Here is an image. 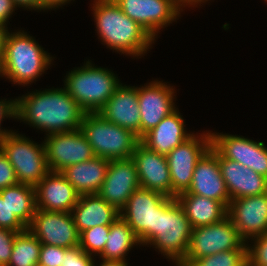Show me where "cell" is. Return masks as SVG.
Masks as SVG:
<instances>
[{
	"label": "cell",
	"mask_w": 267,
	"mask_h": 266,
	"mask_svg": "<svg viewBox=\"0 0 267 266\" xmlns=\"http://www.w3.org/2000/svg\"><path fill=\"white\" fill-rule=\"evenodd\" d=\"M14 100V120L45 135L79 129L86 113L64 87L30 91Z\"/></svg>",
	"instance_id": "1"
},
{
	"label": "cell",
	"mask_w": 267,
	"mask_h": 266,
	"mask_svg": "<svg viewBox=\"0 0 267 266\" xmlns=\"http://www.w3.org/2000/svg\"><path fill=\"white\" fill-rule=\"evenodd\" d=\"M98 39L107 48L131 58H141L157 42L143 27L127 16L114 0H93Z\"/></svg>",
	"instance_id": "2"
},
{
	"label": "cell",
	"mask_w": 267,
	"mask_h": 266,
	"mask_svg": "<svg viewBox=\"0 0 267 266\" xmlns=\"http://www.w3.org/2000/svg\"><path fill=\"white\" fill-rule=\"evenodd\" d=\"M53 58L26 31L11 30L2 56L3 76L12 84L29 86L52 66Z\"/></svg>",
	"instance_id": "3"
},
{
	"label": "cell",
	"mask_w": 267,
	"mask_h": 266,
	"mask_svg": "<svg viewBox=\"0 0 267 266\" xmlns=\"http://www.w3.org/2000/svg\"><path fill=\"white\" fill-rule=\"evenodd\" d=\"M64 88L86 112H98L121 84L111 69L97 67L87 60L67 72Z\"/></svg>",
	"instance_id": "4"
},
{
	"label": "cell",
	"mask_w": 267,
	"mask_h": 266,
	"mask_svg": "<svg viewBox=\"0 0 267 266\" xmlns=\"http://www.w3.org/2000/svg\"><path fill=\"white\" fill-rule=\"evenodd\" d=\"M192 229L176 198L168 197L157 207L156 237L147 247L152 246L169 261L181 262L187 254Z\"/></svg>",
	"instance_id": "5"
},
{
	"label": "cell",
	"mask_w": 267,
	"mask_h": 266,
	"mask_svg": "<svg viewBox=\"0 0 267 266\" xmlns=\"http://www.w3.org/2000/svg\"><path fill=\"white\" fill-rule=\"evenodd\" d=\"M79 129L94 155L109 160L130 159L140 142L131 130L108 121L98 112L85 113Z\"/></svg>",
	"instance_id": "6"
},
{
	"label": "cell",
	"mask_w": 267,
	"mask_h": 266,
	"mask_svg": "<svg viewBox=\"0 0 267 266\" xmlns=\"http://www.w3.org/2000/svg\"><path fill=\"white\" fill-rule=\"evenodd\" d=\"M12 130L0 143V149L12 164L18 182L36 186L50 171L44 142H34Z\"/></svg>",
	"instance_id": "7"
},
{
	"label": "cell",
	"mask_w": 267,
	"mask_h": 266,
	"mask_svg": "<svg viewBox=\"0 0 267 266\" xmlns=\"http://www.w3.org/2000/svg\"><path fill=\"white\" fill-rule=\"evenodd\" d=\"M246 242L227 216L220 222L192 229L189 247L182 266L216 253L240 249Z\"/></svg>",
	"instance_id": "8"
},
{
	"label": "cell",
	"mask_w": 267,
	"mask_h": 266,
	"mask_svg": "<svg viewBox=\"0 0 267 266\" xmlns=\"http://www.w3.org/2000/svg\"><path fill=\"white\" fill-rule=\"evenodd\" d=\"M210 133L209 130L194 133L166 155L172 182V198L189 189L195 165L211 148Z\"/></svg>",
	"instance_id": "9"
},
{
	"label": "cell",
	"mask_w": 267,
	"mask_h": 266,
	"mask_svg": "<svg viewBox=\"0 0 267 266\" xmlns=\"http://www.w3.org/2000/svg\"><path fill=\"white\" fill-rule=\"evenodd\" d=\"M167 198L160 192L139 187L120 211V217L133 230L141 246H147L156 237L157 207Z\"/></svg>",
	"instance_id": "10"
},
{
	"label": "cell",
	"mask_w": 267,
	"mask_h": 266,
	"mask_svg": "<svg viewBox=\"0 0 267 266\" xmlns=\"http://www.w3.org/2000/svg\"><path fill=\"white\" fill-rule=\"evenodd\" d=\"M114 2L155 40L160 30L177 22L185 10L177 0H114Z\"/></svg>",
	"instance_id": "11"
},
{
	"label": "cell",
	"mask_w": 267,
	"mask_h": 266,
	"mask_svg": "<svg viewBox=\"0 0 267 266\" xmlns=\"http://www.w3.org/2000/svg\"><path fill=\"white\" fill-rule=\"evenodd\" d=\"M43 142L50 171L61 172L95 156L80 129L46 135Z\"/></svg>",
	"instance_id": "12"
},
{
	"label": "cell",
	"mask_w": 267,
	"mask_h": 266,
	"mask_svg": "<svg viewBox=\"0 0 267 266\" xmlns=\"http://www.w3.org/2000/svg\"><path fill=\"white\" fill-rule=\"evenodd\" d=\"M211 131V146L224 158L236 161L267 178V147L240 135Z\"/></svg>",
	"instance_id": "13"
},
{
	"label": "cell",
	"mask_w": 267,
	"mask_h": 266,
	"mask_svg": "<svg viewBox=\"0 0 267 266\" xmlns=\"http://www.w3.org/2000/svg\"><path fill=\"white\" fill-rule=\"evenodd\" d=\"M175 93L173 85L158 79L138 87L140 139L177 108Z\"/></svg>",
	"instance_id": "14"
},
{
	"label": "cell",
	"mask_w": 267,
	"mask_h": 266,
	"mask_svg": "<svg viewBox=\"0 0 267 266\" xmlns=\"http://www.w3.org/2000/svg\"><path fill=\"white\" fill-rule=\"evenodd\" d=\"M41 244L71 248L79 245L80 233L71 212H56L36 209L27 228Z\"/></svg>",
	"instance_id": "15"
},
{
	"label": "cell",
	"mask_w": 267,
	"mask_h": 266,
	"mask_svg": "<svg viewBox=\"0 0 267 266\" xmlns=\"http://www.w3.org/2000/svg\"><path fill=\"white\" fill-rule=\"evenodd\" d=\"M227 216L246 243L265 234L267 232V192L231 200Z\"/></svg>",
	"instance_id": "16"
},
{
	"label": "cell",
	"mask_w": 267,
	"mask_h": 266,
	"mask_svg": "<svg viewBox=\"0 0 267 266\" xmlns=\"http://www.w3.org/2000/svg\"><path fill=\"white\" fill-rule=\"evenodd\" d=\"M139 187L138 173L132 158L110 160L106 177L97 194L121 211Z\"/></svg>",
	"instance_id": "17"
},
{
	"label": "cell",
	"mask_w": 267,
	"mask_h": 266,
	"mask_svg": "<svg viewBox=\"0 0 267 266\" xmlns=\"http://www.w3.org/2000/svg\"><path fill=\"white\" fill-rule=\"evenodd\" d=\"M142 188L172 197V182L167 157L149 150L139 142L132 154Z\"/></svg>",
	"instance_id": "18"
},
{
	"label": "cell",
	"mask_w": 267,
	"mask_h": 266,
	"mask_svg": "<svg viewBox=\"0 0 267 266\" xmlns=\"http://www.w3.org/2000/svg\"><path fill=\"white\" fill-rule=\"evenodd\" d=\"M181 194H196L218 200L227 208L231 201L219 166V157L209 149L195 165L189 189Z\"/></svg>",
	"instance_id": "19"
},
{
	"label": "cell",
	"mask_w": 267,
	"mask_h": 266,
	"mask_svg": "<svg viewBox=\"0 0 267 266\" xmlns=\"http://www.w3.org/2000/svg\"><path fill=\"white\" fill-rule=\"evenodd\" d=\"M98 113L108 121L131 130L140 139L138 86L121 83Z\"/></svg>",
	"instance_id": "20"
},
{
	"label": "cell",
	"mask_w": 267,
	"mask_h": 266,
	"mask_svg": "<svg viewBox=\"0 0 267 266\" xmlns=\"http://www.w3.org/2000/svg\"><path fill=\"white\" fill-rule=\"evenodd\" d=\"M219 157V166L231 200L251 197L267 192V178L236 161L222 157L212 146L210 148Z\"/></svg>",
	"instance_id": "21"
},
{
	"label": "cell",
	"mask_w": 267,
	"mask_h": 266,
	"mask_svg": "<svg viewBox=\"0 0 267 266\" xmlns=\"http://www.w3.org/2000/svg\"><path fill=\"white\" fill-rule=\"evenodd\" d=\"M36 209L71 212L79 194L61 172L49 171L35 186Z\"/></svg>",
	"instance_id": "22"
},
{
	"label": "cell",
	"mask_w": 267,
	"mask_h": 266,
	"mask_svg": "<svg viewBox=\"0 0 267 266\" xmlns=\"http://www.w3.org/2000/svg\"><path fill=\"white\" fill-rule=\"evenodd\" d=\"M182 116L177 107L147 132L140 142L149 150L166 156L194 134L186 130V122Z\"/></svg>",
	"instance_id": "23"
},
{
	"label": "cell",
	"mask_w": 267,
	"mask_h": 266,
	"mask_svg": "<svg viewBox=\"0 0 267 266\" xmlns=\"http://www.w3.org/2000/svg\"><path fill=\"white\" fill-rule=\"evenodd\" d=\"M71 214L79 233L95 226H110L120 217V211L98 194L80 195Z\"/></svg>",
	"instance_id": "24"
},
{
	"label": "cell",
	"mask_w": 267,
	"mask_h": 266,
	"mask_svg": "<svg viewBox=\"0 0 267 266\" xmlns=\"http://www.w3.org/2000/svg\"><path fill=\"white\" fill-rule=\"evenodd\" d=\"M109 159H92L66 167L61 173L79 195L97 194L106 177Z\"/></svg>",
	"instance_id": "25"
},
{
	"label": "cell",
	"mask_w": 267,
	"mask_h": 266,
	"mask_svg": "<svg viewBox=\"0 0 267 266\" xmlns=\"http://www.w3.org/2000/svg\"><path fill=\"white\" fill-rule=\"evenodd\" d=\"M176 200L192 228L214 224L227 217L228 208L218 200L196 194H179Z\"/></svg>",
	"instance_id": "26"
},
{
	"label": "cell",
	"mask_w": 267,
	"mask_h": 266,
	"mask_svg": "<svg viewBox=\"0 0 267 266\" xmlns=\"http://www.w3.org/2000/svg\"><path fill=\"white\" fill-rule=\"evenodd\" d=\"M141 246L138 237L130 226L118 217L111 225L108 240L103 252L98 258L101 260L127 261L129 252L135 247Z\"/></svg>",
	"instance_id": "27"
},
{
	"label": "cell",
	"mask_w": 267,
	"mask_h": 266,
	"mask_svg": "<svg viewBox=\"0 0 267 266\" xmlns=\"http://www.w3.org/2000/svg\"><path fill=\"white\" fill-rule=\"evenodd\" d=\"M8 206L28 227L36 211L35 187L22 183L8 187Z\"/></svg>",
	"instance_id": "28"
},
{
	"label": "cell",
	"mask_w": 267,
	"mask_h": 266,
	"mask_svg": "<svg viewBox=\"0 0 267 266\" xmlns=\"http://www.w3.org/2000/svg\"><path fill=\"white\" fill-rule=\"evenodd\" d=\"M41 246L30 230L17 233L7 266H38Z\"/></svg>",
	"instance_id": "29"
},
{
	"label": "cell",
	"mask_w": 267,
	"mask_h": 266,
	"mask_svg": "<svg viewBox=\"0 0 267 266\" xmlns=\"http://www.w3.org/2000/svg\"><path fill=\"white\" fill-rule=\"evenodd\" d=\"M248 243L240 249L224 251L194 260L189 266H248Z\"/></svg>",
	"instance_id": "30"
},
{
	"label": "cell",
	"mask_w": 267,
	"mask_h": 266,
	"mask_svg": "<svg viewBox=\"0 0 267 266\" xmlns=\"http://www.w3.org/2000/svg\"><path fill=\"white\" fill-rule=\"evenodd\" d=\"M110 226H95L80 232L79 246L87 254L99 256L108 240Z\"/></svg>",
	"instance_id": "31"
},
{
	"label": "cell",
	"mask_w": 267,
	"mask_h": 266,
	"mask_svg": "<svg viewBox=\"0 0 267 266\" xmlns=\"http://www.w3.org/2000/svg\"><path fill=\"white\" fill-rule=\"evenodd\" d=\"M0 228L18 233L28 228L8 206V187L0 191Z\"/></svg>",
	"instance_id": "32"
},
{
	"label": "cell",
	"mask_w": 267,
	"mask_h": 266,
	"mask_svg": "<svg viewBox=\"0 0 267 266\" xmlns=\"http://www.w3.org/2000/svg\"><path fill=\"white\" fill-rule=\"evenodd\" d=\"M250 241L251 244H247L248 266H267V232Z\"/></svg>",
	"instance_id": "33"
},
{
	"label": "cell",
	"mask_w": 267,
	"mask_h": 266,
	"mask_svg": "<svg viewBox=\"0 0 267 266\" xmlns=\"http://www.w3.org/2000/svg\"><path fill=\"white\" fill-rule=\"evenodd\" d=\"M65 258V248L42 244L39 255V266H62Z\"/></svg>",
	"instance_id": "34"
},
{
	"label": "cell",
	"mask_w": 267,
	"mask_h": 266,
	"mask_svg": "<svg viewBox=\"0 0 267 266\" xmlns=\"http://www.w3.org/2000/svg\"><path fill=\"white\" fill-rule=\"evenodd\" d=\"M94 257L87 254L80 246L65 248V258L62 266H93Z\"/></svg>",
	"instance_id": "35"
},
{
	"label": "cell",
	"mask_w": 267,
	"mask_h": 266,
	"mask_svg": "<svg viewBox=\"0 0 267 266\" xmlns=\"http://www.w3.org/2000/svg\"><path fill=\"white\" fill-rule=\"evenodd\" d=\"M18 183L12 164L0 149V191L7 187L17 185Z\"/></svg>",
	"instance_id": "36"
},
{
	"label": "cell",
	"mask_w": 267,
	"mask_h": 266,
	"mask_svg": "<svg viewBox=\"0 0 267 266\" xmlns=\"http://www.w3.org/2000/svg\"><path fill=\"white\" fill-rule=\"evenodd\" d=\"M17 233L13 230L0 228V266L8 265Z\"/></svg>",
	"instance_id": "37"
},
{
	"label": "cell",
	"mask_w": 267,
	"mask_h": 266,
	"mask_svg": "<svg viewBox=\"0 0 267 266\" xmlns=\"http://www.w3.org/2000/svg\"><path fill=\"white\" fill-rule=\"evenodd\" d=\"M15 100L14 99H0V143L3 139L12 131V129H3L1 123L5 119H14L15 118ZM4 119V120H3Z\"/></svg>",
	"instance_id": "38"
},
{
	"label": "cell",
	"mask_w": 267,
	"mask_h": 266,
	"mask_svg": "<svg viewBox=\"0 0 267 266\" xmlns=\"http://www.w3.org/2000/svg\"><path fill=\"white\" fill-rule=\"evenodd\" d=\"M17 10L12 0H0V23L8 26L13 13Z\"/></svg>",
	"instance_id": "39"
},
{
	"label": "cell",
	"mask_w": 267,
	"mask_h": 266,
	"mask_svg": "<svg viewBox=\"0 0 267 266\" xmlns=\"http://www.w3.org/2000/svg\"><path fill=\"white\" fill-rule=\"evenodd\" d=\"M71 1L72 0H40V9L43 11L56 10L66 4H70Z\"/></svg>",
	"instance_id": "40"
},
{
	"label": "cell",
	"mask_w": 267,
	"mask_h": 266,
	"mask_svg": "<svg viewBox=\"0 0 267 266\" xmlns=\"http://www.w3.org/2000/svg\"><path fill=\"white\" fill-rule=\"evenodd\" d=\"M13 4L16 8H22L29 11L35 10V11H42L40 9V0H12Z\"/></svg>",
	"instance_id": "41"
},
{
	"label": "cell",
	"mask_w": 267,
	"mask_h": 266,
	"mask_svg": "<svg viewBox=\"0 0 267 266\" xmlns=\"http://www.w3.org/2000/svg\"><path fill=\"white\" fill-rule=\"evenodd\" d=\"M9 30L10 29H8L7 25L0 23V55H3L4 53V47Z\"/></svg>",
	"instance_id": "42"
},
{
	"label": "cell",
	"mask_w": 267,
	"mask_h": 266,
	"mask_svg": "<svg viewBox=\"0 0 267 266\" xmlns=\"http://www.w3.org/2000/svg\"><path fill=\"white\" fill-rule=\"evenodd\" d=\"M182 6H184L185 8H197L198 5L199 7L202 6L203 4H206L208 1L210 0H177Z\"/></svg>",
	"instance_id": "43"
},
{
	"label": "cell",
	"mask_w": 267,
	"mask_h": 266,
	"mask_svg": "<svg viewBox=\"0 0 267 266\" xmlns=\"http://www.w3.org/2000/svg\"><path fill=\"white\" fill-rule=\"evenodd\" d=\"M96 259H94L93 266H128L125 261H114V260H102L100 264H95Z\"/></svg>",
	"instance_id": "44"
},
{
	"label": "cell",
	"mask_w": 267,
	"mask_h": 266,
	"mask_svg": "<svg viewBox=\"0 0 267 266\" xmlns=\"http://www.w3.org/2000/svg\"><path fill=\"white\" fill-rule=\"evenodd\" d=\"M2 56L3 55H0V77H4L3 76V69H2Z\"/></svg>",
	"instance_id": "45"
},
{
	"label": "cell",
	"mask_w": 267,
	"mask_h": 266,
	"mask_svg": "<svg viewBox=\"0 0 267 266\" xmlns=\"http://www.w3.org/2000/svg\"><path fill=\"white\" fill-rule=\"evenodd\" d=\"M172 265L174 266H182L180 262L178 261H172Z\"/></svg>",
	"instance_id": "46"
}]
</instances>
